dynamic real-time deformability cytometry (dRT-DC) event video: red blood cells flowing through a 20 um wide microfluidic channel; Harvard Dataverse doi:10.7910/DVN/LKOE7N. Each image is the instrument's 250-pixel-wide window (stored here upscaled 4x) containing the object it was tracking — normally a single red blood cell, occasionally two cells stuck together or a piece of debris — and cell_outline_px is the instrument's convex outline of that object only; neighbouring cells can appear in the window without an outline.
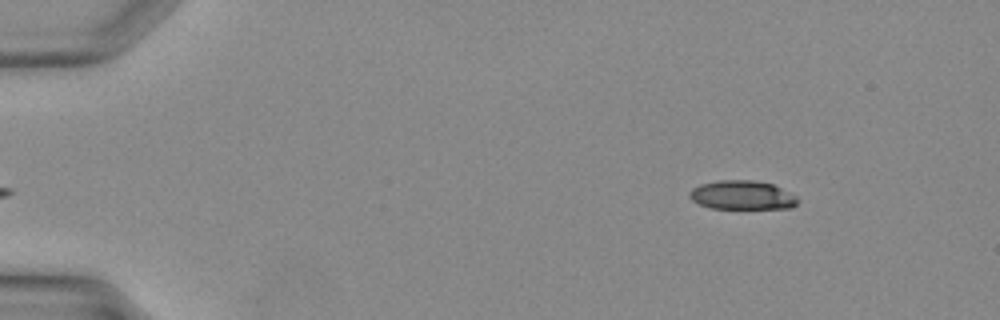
{"species": "Egyptian fruit bat (a non-hibernating species)", "species_latin": "Rousettus aegyptiacus", "temperature_condition": "warm", "stored_images_in_passage": 35, "camera_frame_rate_fps": 3000, "um_per_image_px": 0.085, "animal": {"sex": "female"}, "frame": {"image": 1, "passage_image": 2, "time_ms": 0.333, "image_size_px": [1000, 320], "cell_outline_px": [[800, 200], [792, 208], [712, 208], [700, 204], [692, 200], [688, 196], [688, 192], [692, 188], [700, 184], [720, 180], [752, 180], [772, 184], [796, 196]], "centroid_in_image_um": [63.06, 16.58], "position_along_channel_um": 21.9, "area_um2": 18.15}}
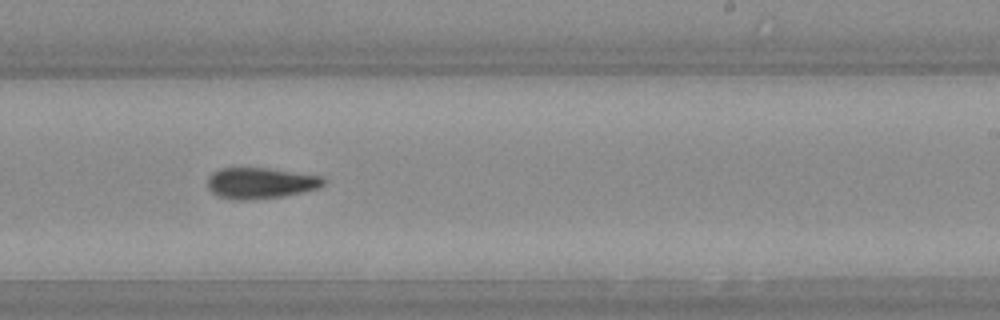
{"frame": {"image": 2, "passage_image": 21, "time_ms": 6.667, "image_size_px": [1000, 320], "cell_outline_px": [[324, 184], [316, 188], [300, 192], [280, 196], [244, 200], [240, 200], [216, 196], [208, 188], [208, 176], [212, 172], [220, 168], [264, 168], [320, 176], [324, 180]], "centroid_in_image_um": [22.05, 15.55], "position_along_channel_um": 266.9, "area_um2": 20.46}}
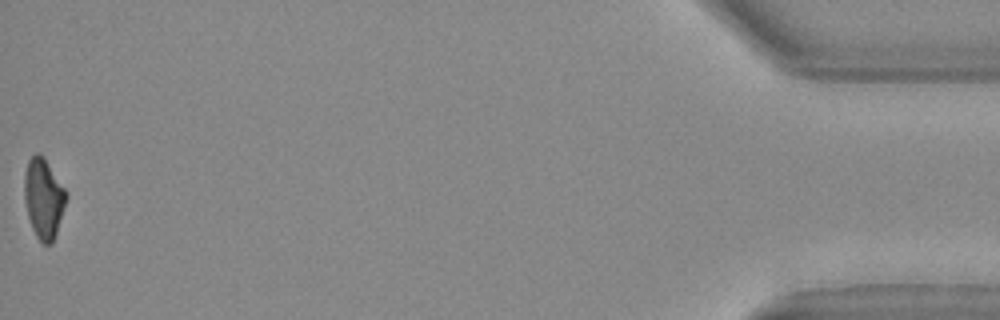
{"frame": {"image": 3, "passage_image": 35, "time_ms": 11.333, "image_size_px": [1000, 320], "cell_outline_px": [[68, 196], [52, 244], [44, 244], [36, 236], [32, 228], [28, 216], [24, 200], [24, 172], [28, 160], [36, 152], [44, 156], [68, 192]], "centroid_in_image_um": [3.7, 16.82], "position_along_channel_um": 431.5, "area_um2": 19.65}}